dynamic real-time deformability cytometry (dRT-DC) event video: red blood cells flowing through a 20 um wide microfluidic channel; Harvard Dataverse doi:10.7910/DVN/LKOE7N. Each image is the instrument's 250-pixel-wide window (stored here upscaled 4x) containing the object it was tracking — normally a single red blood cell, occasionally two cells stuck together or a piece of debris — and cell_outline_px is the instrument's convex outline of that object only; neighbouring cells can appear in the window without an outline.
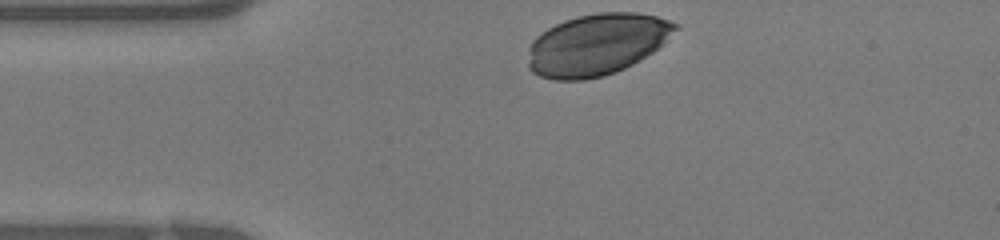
{"species": "human", "species_latin": "Homo sapiens", "temperature_condition": "warm", "stored_images_in_passage": 25, "camera_frame_rate_fps": 3000, "um_per_image_px": 0.085, "donor": {"sex": "female"}, "frame": {"image": 1, "passage_image": 1, "time_ms": 0.0, "image_size_px": [1000, 240], "cell_outline_px": [[680, 28], [664, 44], [652, 52], [632, 64], [616, 72], [604, 76], [584, 80], [552, 80], [540, 76], [532, 72], [528, 68], [528, 48], [532, 40], [536, 36], [548, 28], [564, 20], [576, 16], [600, 12], [636, 12], [656, 16], [668, 20], [676, 24]], "centroid_in_image_um": [50.72, 3.79], "position_along_channel_um": 34.3, "area_um2": 53.18}}
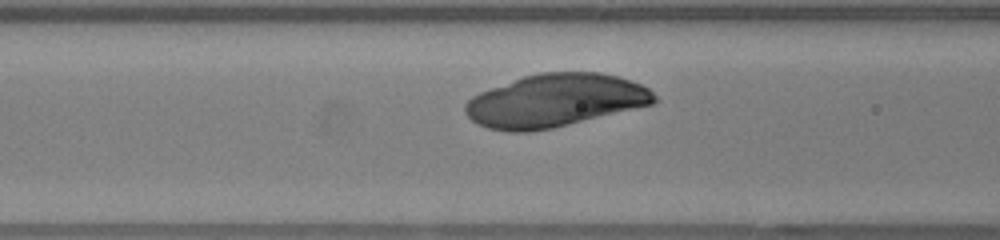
{"frame": {"image": 2, "passage_image": 8, "time_ms": 2.333, "image_size_px": [1000, 240], "cell_outline_px": [[660, 100], [656, 104], [552, 128], [528, 132], [508, 132], [488, 128], [476, 124], [464, 112], [464, 104], [472, 96], [480, 92], [524, 76], [540, 72], [600, 72], [620, 76], [640, 84], [648, 88]], "centroid_in_image_um": [47.21, 8.55], "position_along_channel_um": 119.4, "area_um2": 58.61}}
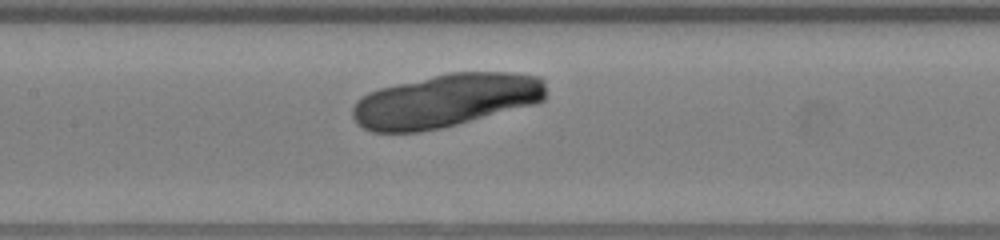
{"frame": {"image": 3, "passage_image": 11, "time_ms": 3.333, "image_size_px": [1000, 240], "cell_outline_px": [[544, 100], [532, 104], [456, 124], [440, 128], [420, 132], [372, 132], [356, 124], [352, 116], [352, 108], [356, 100], [368, 92], [380, 88], [448, 72], [512, 72], [540, 76], [544, 80]], "centroid_in_image_um": [37.84, 8.54], "position_along_channel_um": 169.6, "area_um2": 59.88}}